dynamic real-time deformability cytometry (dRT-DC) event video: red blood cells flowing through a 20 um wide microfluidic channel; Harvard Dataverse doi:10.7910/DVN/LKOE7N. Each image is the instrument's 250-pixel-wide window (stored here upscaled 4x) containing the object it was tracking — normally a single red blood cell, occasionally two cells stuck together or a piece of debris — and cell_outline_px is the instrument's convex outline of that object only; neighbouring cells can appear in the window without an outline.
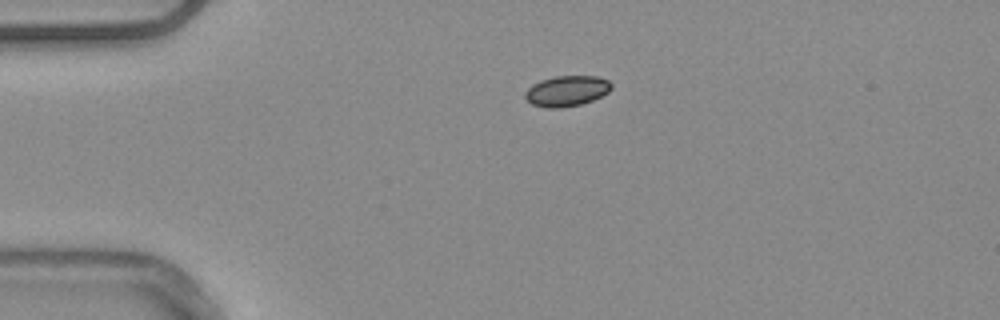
{"species": "common noctule bat (a hibernating species)", "species_latin": "Nyctalus noctula", "temperature_condition": "warm", "stored_images_in_passage": 43, "camera_frame_rate_fps": 3000, "um_per_image_px": 0.085, "animal": {"sex": "male", "body_mass_g": 20.4}, "frame": {"image": 1, "passage_image": 1, "time_ms": 0.0, "image_size_px": [1000, 320], "cell_outline_px": [[612, 88], [608, 92], [592, 100], [580, 104], [560, 108], [548, 108], [532, 104], [524, 96], [524, 92], [532, 84], [540, 80], [556, 76], [596, 76], [608, 80], [612, 84]], "centroid_in_image_um": [48.16, 7.72], "position_along_channel_um": 36.8, "area_um2": 15.32}}
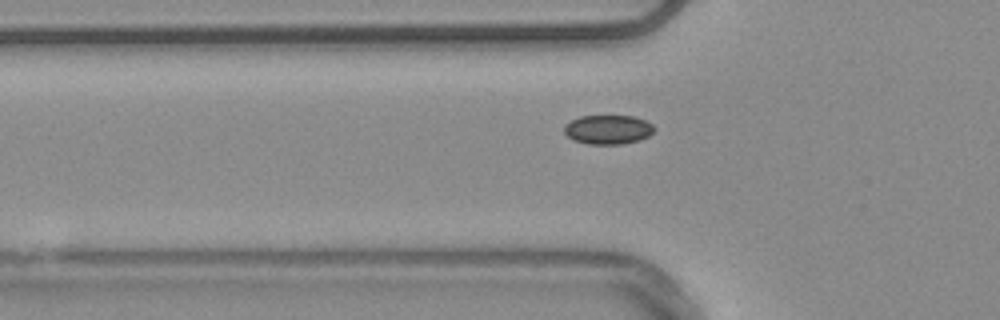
{"frame": {"image": 2, "passage_image": 7, "time_ms": 2.0, "image_size_px": [1000, 320], "cell_outline_px": [[656, 128], [648, 136], [640, 140], [620, 144], [588, 144], [572, 140], [564, 132], [564, 124], [580, 116], [632, 116], [644, 120], [652, 124]], "centroid_in_image_um": [51.67, 11.01], "position_along_channel_um": 74.1, "area_um2": 15.32}, "authors_computed_cell_mechanics": {"area_um2": 15.2592, "velocity_mm_per_s": 3.7633, "shape_relaxation_time_tau1_ms": null, "shape_relaxation_time_tau2_ms": 10.9514, "deformation_change_tau1": null, "deformation_change_tau2": 0.0643}}